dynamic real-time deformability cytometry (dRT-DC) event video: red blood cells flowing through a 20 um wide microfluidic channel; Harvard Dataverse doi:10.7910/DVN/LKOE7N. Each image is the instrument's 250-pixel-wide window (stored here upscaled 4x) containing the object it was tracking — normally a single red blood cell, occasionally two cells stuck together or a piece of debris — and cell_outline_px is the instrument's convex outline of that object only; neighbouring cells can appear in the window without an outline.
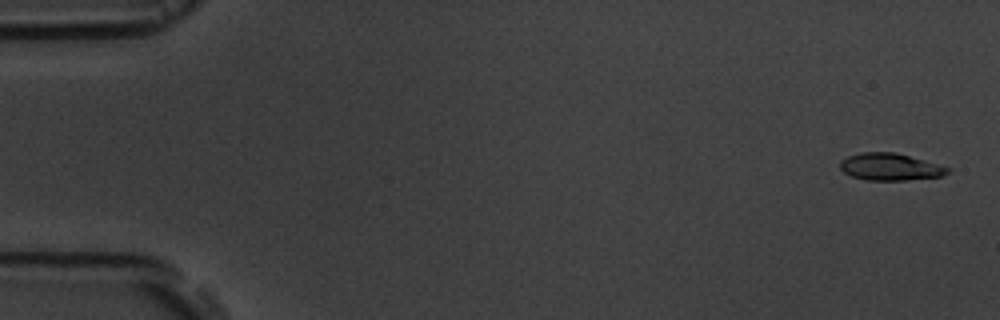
{"species": "common noctule bat (a hibernating species)", "species_latin": "Nyctalus noctula", "temperature_condition": "room temperature", "stored_images_in_passage": 5, "camera_frame_rate_fps": 3000, "um_per_image_px": 0.085, "animal": {"sex": "male", "body_mass_g": 19.5, "forearm_length_mm": 54.6}, "frame": {"image": 1, "passage_image": 1, "time_ms": 0.0, "image_size_px": [1000, 320], "cell_outline_px": [[952, 168], [944, 176], [904, 180], [868, 180], [852, 176], [844, 172], [840, 168], [840, 160], [848, 156], [860, 152], [896, 152]], "centroid_in_image_um": [75.67, 14.17], "position_along_channel_um": 9.3, "area_um2": 16.99}}
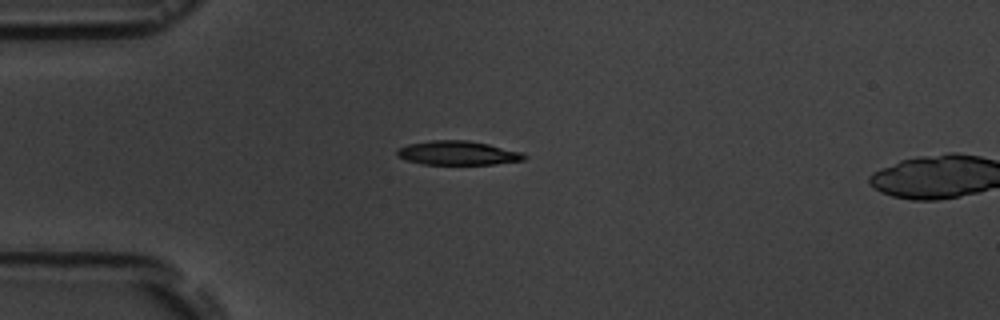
{"frame": {"image": 2, "passage_image": 4, "time_ms": 4.333, "image_size_px": [1000, 320], "cell_outline_px": [[528, 156], [524, 160], [496, 164], [424, 164], [408, 160], [400, 156], [396, 152], [400, 148], [408, 144], [432, 140], [468, 140], [488, 144], [524, 152]], "centroid_in_image_um": [39.0, 13.0], "position_along_channel_um": 46.0, "area_um2": 17.69}}